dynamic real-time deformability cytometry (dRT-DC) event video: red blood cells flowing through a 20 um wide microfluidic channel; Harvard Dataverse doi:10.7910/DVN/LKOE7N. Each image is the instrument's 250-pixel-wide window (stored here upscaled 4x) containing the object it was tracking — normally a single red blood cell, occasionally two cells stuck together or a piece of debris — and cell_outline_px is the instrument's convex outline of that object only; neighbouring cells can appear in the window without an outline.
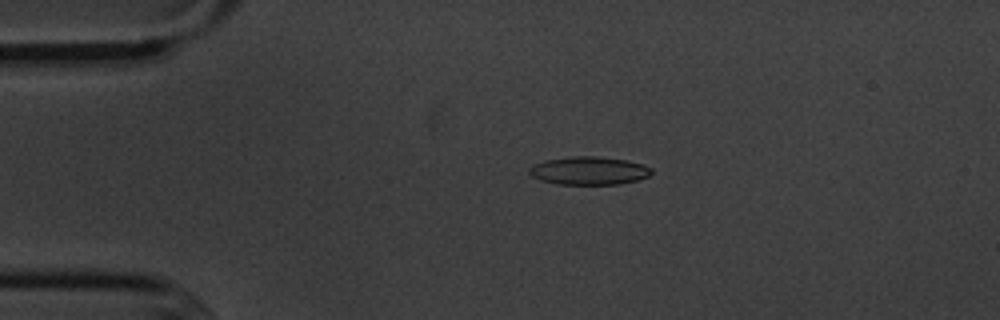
{"species": "common noctule bat (a hibernating species)", "species_latin": "Nyctalus noctula", "temperature_condition": "cold", "stored_images_in_passage": 4, "camera_frame_rate_fps": 3000, "um_per_image_px": 0.085, "animal": {"sex": "male", "body_mass_g": 20.1, "forearm_length_mm": 53.5}, "frame": {"image": 1, "passage_image": 3, "time_ms": 2.333, "image_size_px": [1000, 320], "cell_outline_px": [[652, 172], [648, 176], [636, 180], [620, 184], [556, 184], [540, 180], [532, 176], [528, 172], [528, 168], [532, 164], [544, 160], [572, 156], [596, 156], [624, 160], [644, 164], [652, 168]], "centroid_in_image_um": [50.02, 14.5], "position_along_channel_um": 35.0, "area_um2": 20.11}}